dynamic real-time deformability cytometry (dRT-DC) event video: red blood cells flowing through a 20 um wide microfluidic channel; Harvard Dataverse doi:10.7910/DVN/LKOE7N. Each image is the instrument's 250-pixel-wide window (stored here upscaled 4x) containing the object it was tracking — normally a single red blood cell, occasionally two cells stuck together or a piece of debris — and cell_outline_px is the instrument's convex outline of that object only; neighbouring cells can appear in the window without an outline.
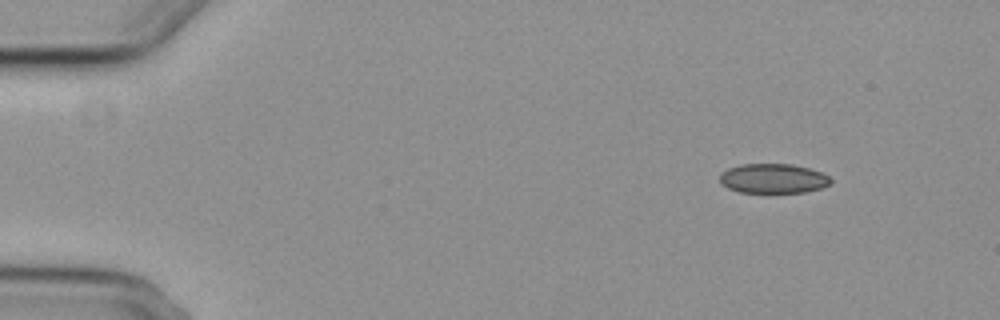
{"species": "common noctule bat (a hibernating species)", "species_latin": "Nyctalus noctula", "temperature_condition": "cold", "stored_images_in_passage": 5, "camera_frame_rate_fps": 3000, "um_per_image_px": 0.085, "animal": {"sex": "female", "body_mass_g": 29.2, "forearm_length_mm": 56.3}, "frame": {"image": 1, "passage_image": 1, "time_ms": 0.0, "image_size_px": [1000, 320], "cell_outline_px": [[832, 180], [828, 184], [820, 188], [804, 192], [740, 192], [728, 188], [720, 184], [720, 172], [728, 168], [740, 164], [792, 164], [808, 168], [820, 172], [828, 176]], "centroid_in_image_um": [65.67, 15.16], "position_along_channel_um": 19.3, "area_um2": 19.02}}
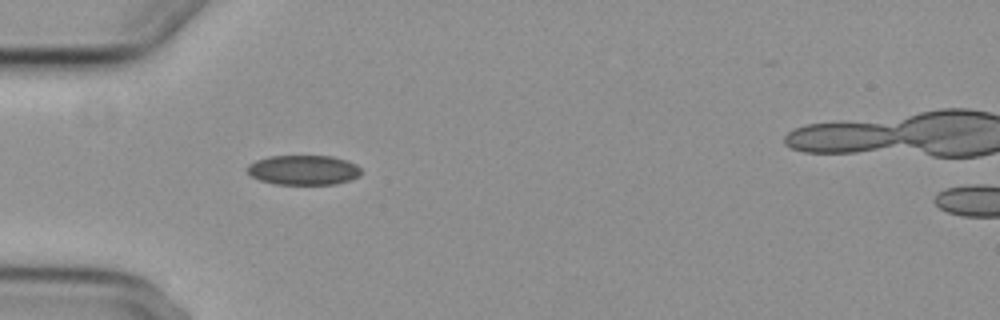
{"frame": {"image": 2, "passage_image": 4, "time_ms": 3.667, "image_size_px": [1000, 320], "cell_outline_px": [[360, 176], [336, 184], [276, 184], [260, 180], [252, 176], [244, 168], [248, 164], [256, 160], [268, 156], [332, 156], [348, 160], [356, 164], [360, 168]], "centroid_in_image_um": [25.78, 14.44], "position_along_channel_um": 59.2, "area_um2": 19.83}}